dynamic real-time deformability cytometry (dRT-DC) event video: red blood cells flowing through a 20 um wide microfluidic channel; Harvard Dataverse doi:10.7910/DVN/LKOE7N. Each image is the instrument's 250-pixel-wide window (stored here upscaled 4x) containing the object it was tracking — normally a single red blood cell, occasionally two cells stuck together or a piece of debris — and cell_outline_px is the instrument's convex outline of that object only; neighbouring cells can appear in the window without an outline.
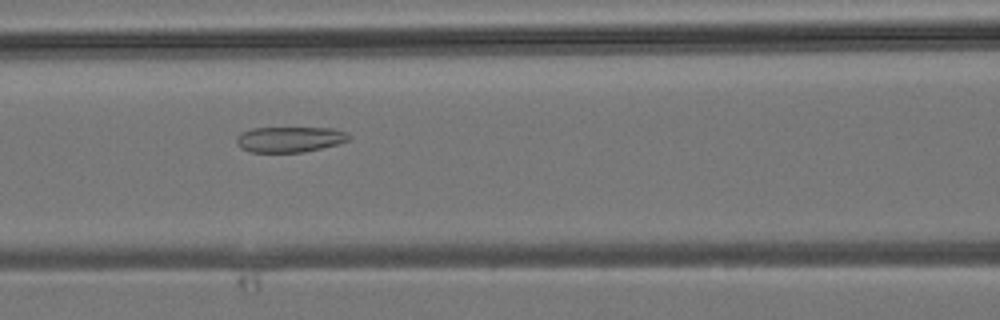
{"species": "common noctule bat (a hibernating species)", "species_latin": "Nyctalus noctula", "temperature_condition": "room temperature", "stored_images_in_passage": 40, "camera_frame_rate_fps": 3000, "um_per_image_px": 0.085, "animal": {"sex": "male", "body_mass_g": 19.2, "forearm_length_mm": 51.8}, "frame": {"image": 1, "passage_image": 16, "time_ms": 5.0, "image_size_px": [1000, 320], "cell_outline_px": [[352, 136], [348, 140], [336, 144], [304, 152], [252, 152], [240, 148], [236, 140], [236, 136], [240, 132], [252, 128], [332, 128], [348, 132]], "centroid_in_image_um": [24.61, 11.83], "position_along_channel_um": 142.0, "area_um2": 16.76}}
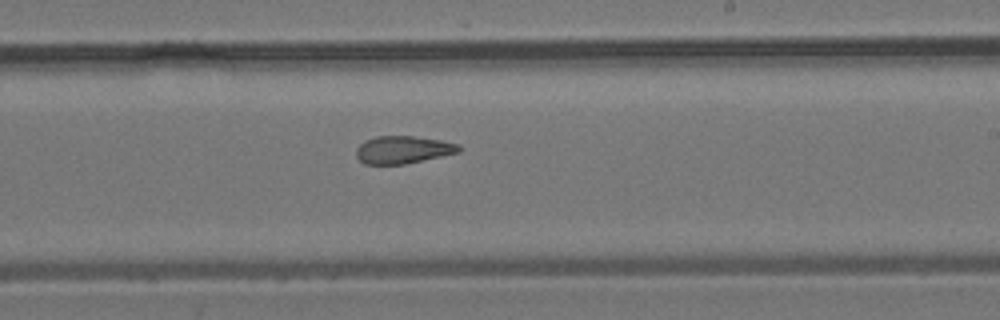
{"frame": {"image": 2, "passage_image": 23, "time_ms": 7.333, "image_size_px": [1000, 320], "cell_outline_px": [[460, 152], [404, 164], [364, 164], [356, 156], [356, 148], [364, 140], [376, 136], [412, 136], [440, 140], [460, 144]], "centroid_in_image_um": [34.23, 12.72], "position_along_channel_um": 254.8, "area_um2": 16.47}}
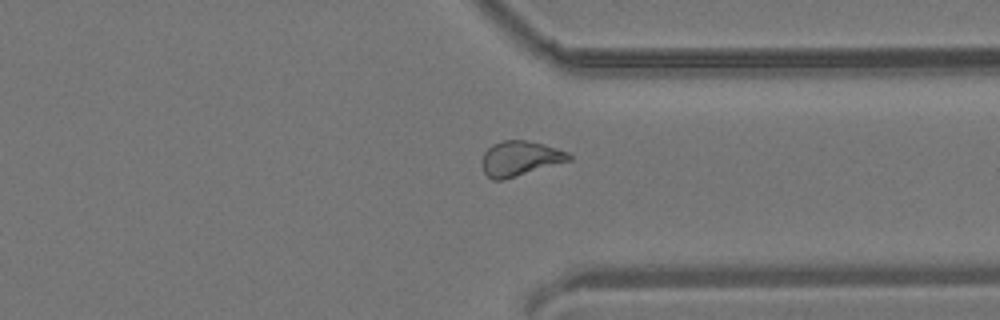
{"frame": {"image": 3, "passage_image": 30, "time_ms": 9.667, "image_size_px": [1000, 320], "cell_outline_px": [[572, 160], [504, 180], [492, 180], [484, 172], [480, 164], [480, 160], [484, 152], [492, 144], [500, 140], [524, 140], [544, 144], [568, 152], [572, 156]], "centroid_in_image_um": [44.17, 13.47], "position_along_channel_um": 367.2, "area_um2": 17.98}}